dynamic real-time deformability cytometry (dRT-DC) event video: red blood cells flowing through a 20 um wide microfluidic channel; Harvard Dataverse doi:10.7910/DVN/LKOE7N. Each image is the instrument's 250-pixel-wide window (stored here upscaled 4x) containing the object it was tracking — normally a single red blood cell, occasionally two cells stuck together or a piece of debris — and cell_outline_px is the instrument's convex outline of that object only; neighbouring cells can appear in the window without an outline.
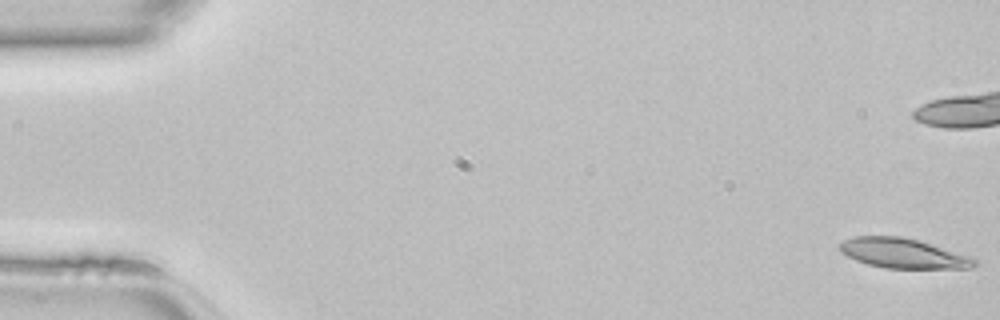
{"species": "common noctule bat (a hibernating species)", "species_latin": "Nyctalus noctula", "temperature_condition": "room temperature", "stored_images_in_passage": 48, "camera_frame_rate_fps": 3000, "um_per_image_px": 0.085, "animal": {"sex": "female", "body_mass_g": 22.7, "forearm_length_mm": 54.2}, "frame": {"image": 1, "passage_image": 1, "time_ms": 0.0, "image_size_px": [1000, 320], "cell_outline_px": [[980, 264], [972, 268], [884, 268], [868, 264], [856, 260], [840, 252], [836, 248], [844, 240], [856, 236], [900, 236], [916, 240], [972, 256]], "centroid_in_image_um": [76.77, 21.54], "position_along_channel_um": 8.2, "area_um2": 23.41}}